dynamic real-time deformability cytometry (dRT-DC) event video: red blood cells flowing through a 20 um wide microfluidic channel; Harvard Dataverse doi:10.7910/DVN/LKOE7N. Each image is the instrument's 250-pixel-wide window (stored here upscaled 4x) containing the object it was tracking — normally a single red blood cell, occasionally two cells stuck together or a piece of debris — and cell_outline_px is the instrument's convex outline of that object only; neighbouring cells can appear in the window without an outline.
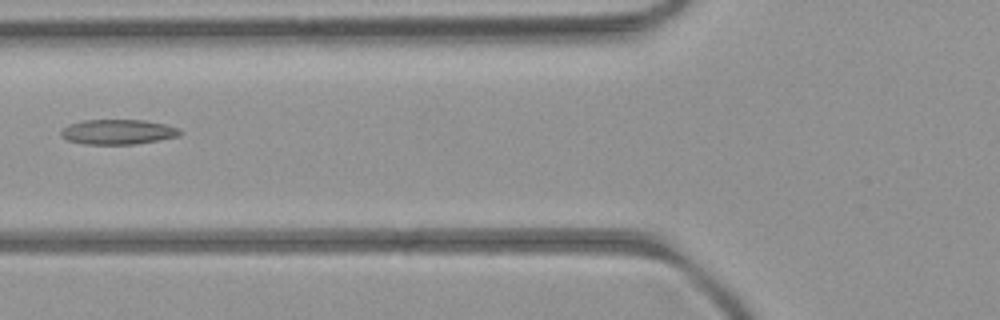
{"species": "common noctule bat (a hibernating species)", "species_latin": "Nyctalus noctula", "temperature_condition": "room temperature", "stored_images_in_passage": 2, "camera_frame_rate_fps": 3000, "um_per_image_px": 0.085, "animal": {"sex": "female", "body_mass_g": 21.9}, "frame": {"image": 1, "passage_image": 2, "time_ms": 1.0, "image_size_px": [1000, 320], "cell_outline_px": [[184, 132], [180, 136], [136, 144], [84, 144], [68, 140], [60, 132], [68, 124], [84, 120], [144, 120], [164, 124], [176, 128]], "centroid_in_image_um": [10.05, 11.21], "position_along_channel_um": 115.8, "area_um2": 17.17}}